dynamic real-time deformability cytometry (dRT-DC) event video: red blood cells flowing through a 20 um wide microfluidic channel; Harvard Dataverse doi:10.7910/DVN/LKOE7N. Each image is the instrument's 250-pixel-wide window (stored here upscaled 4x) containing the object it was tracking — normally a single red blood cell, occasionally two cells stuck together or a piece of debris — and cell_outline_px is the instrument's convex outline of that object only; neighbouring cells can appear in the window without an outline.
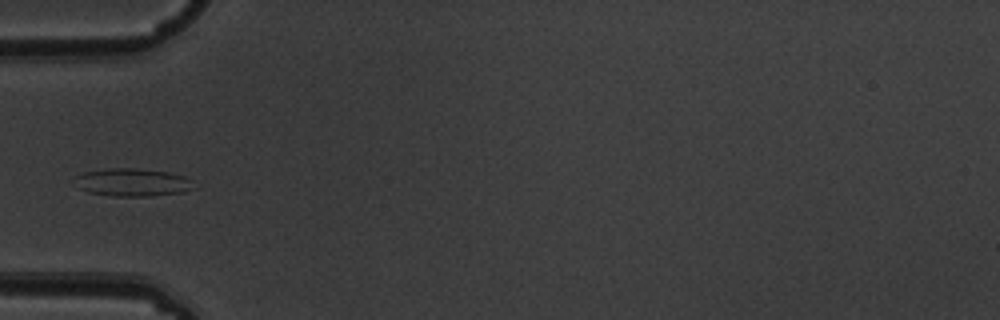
{"species": "common noctule bat (a hibernating species)", "species_latin": "Nyctalus noctula", "temperature_condition": "warm", "stored_images_in_passage": 5, "camera_frame_rate_fps": 3000, "um_per_image_px": 0.085, "animal": {"sex": "male", "body_mass_g": 19.5, "forearm_length_mm": 54.6}, "frame": {"image": 1, "passage_image": 5, "time_ms": 1.333, "image_size_px": [1000, 320], "cell_outline_px": [[196, 188], [184, 192], [152, 196], [112, 196], [88, 192], [76, 188], [72, 184], [72, 176], [84, 172], [108, 168], [136, 168], [168, 172], [184, 176], [192, 180]], "centroid_in_image_um": [11.2, 15.5], "position_along_channel_um": 73.8, "area_um2": 19.88}}